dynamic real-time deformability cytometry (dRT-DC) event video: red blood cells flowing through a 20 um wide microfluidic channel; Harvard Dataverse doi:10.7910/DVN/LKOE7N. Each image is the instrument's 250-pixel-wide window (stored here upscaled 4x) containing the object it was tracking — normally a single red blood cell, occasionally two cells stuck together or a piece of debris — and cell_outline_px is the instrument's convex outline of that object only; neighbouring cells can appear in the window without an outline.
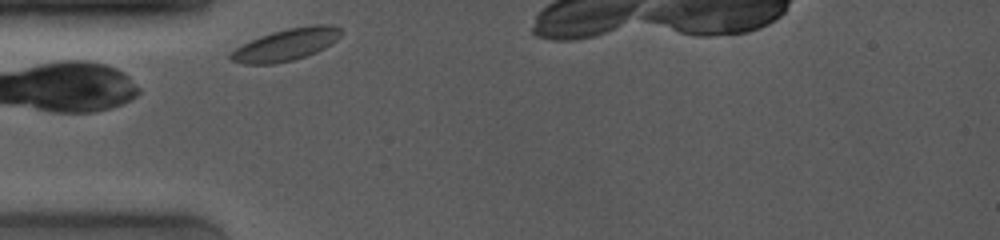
{"species": "common noctule bat (a hibernating species)", "species_latin": "Nyctalus noctula", "temperature_condition": "room temperature", "stored_images_in_passage": 11, "camera_frame_rate_fps": 4000, "um_per_image_px": 0.085, "animal": {"sex": "female", "body_mass_g": 19.0, "forearm_length_mm": 53.3}, "frame": {"image": 1, "passage_image": 1, "time_ms": 0.0, "image_size_px": [1000, 240], "cell_outline_px": [[344, 32], [336, 40], [324, 48], [316, 52], [292, 60], [272, 64], [244, 64], [232, 60], [228, 56], [236, 48], [260, 36], [272, 32], [288, 28], [312, 24], [332, 24], [340, 28]], "centroid_in_image_um": [24.36, 3.78], "position_along_channel_um": 60.6, "area_um2": 20.4}}
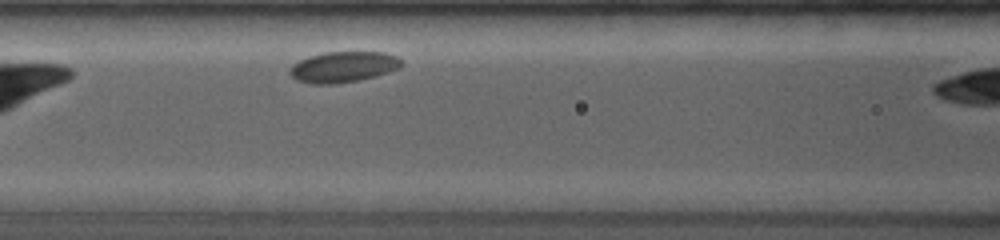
{"frame": {"image": 2, "passage_image": 10, "time_ms": 2.25, "image_size_px": [1000, 240], "cell_outline_px": [[404, 64], [400, 68], [376, 76], [360, 80], [332, 84], [312, 84], [296, 80], [288, 72], [292, 64], [308, 56], [324, 52], [384, 52], [396, 56]], "centroid_in_image_um": [29.17, 5.69], "position_along_channel_um": 137.4, "area_um2": 20.17}}